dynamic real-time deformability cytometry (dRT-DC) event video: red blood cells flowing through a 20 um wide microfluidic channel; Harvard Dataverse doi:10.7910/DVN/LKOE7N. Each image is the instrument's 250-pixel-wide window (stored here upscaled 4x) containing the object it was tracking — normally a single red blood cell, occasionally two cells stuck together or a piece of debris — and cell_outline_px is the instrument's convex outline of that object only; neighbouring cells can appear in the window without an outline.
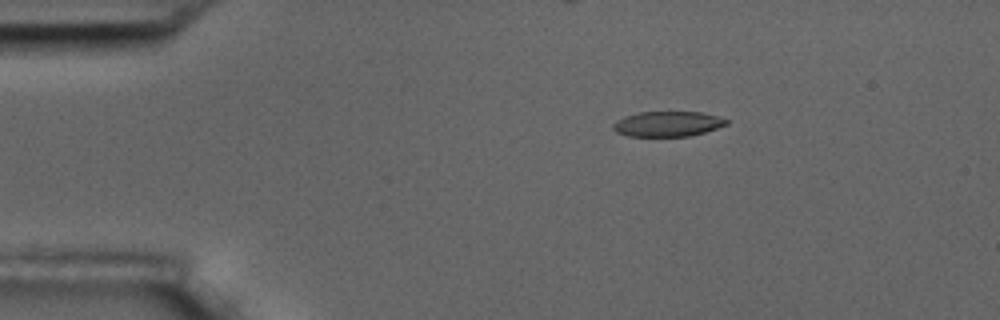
{"species": "common noctule bat (a hibernating species)", "species_latin": "Nyctalus noctula", "temperature_condition": "room temperature", "stored_images_in_passage": 5, "camera_frame_rate_fps": 3000, "um_per_image_px": 0.085, "animal": {"sex": "male", "body_mass_g": 17.5, "forearm_length_mm": 52.3}, "frame": {"image": 1, "passage_image": 3, "time_ms": 2.333, "image_size_px": [1000, 320], "cell_outline_px": [[728, 124], [692, 136], [628, 136], [616, 132], [612, 128], [612, 124], [616, 120], [624, 116], [640, 112], [700, 112], [716, 116], [728, 120]], "centroid_in_image_um": [56.71, 10.53], "position_along_channel_um": 28.3, "area_um2": 16.59}}